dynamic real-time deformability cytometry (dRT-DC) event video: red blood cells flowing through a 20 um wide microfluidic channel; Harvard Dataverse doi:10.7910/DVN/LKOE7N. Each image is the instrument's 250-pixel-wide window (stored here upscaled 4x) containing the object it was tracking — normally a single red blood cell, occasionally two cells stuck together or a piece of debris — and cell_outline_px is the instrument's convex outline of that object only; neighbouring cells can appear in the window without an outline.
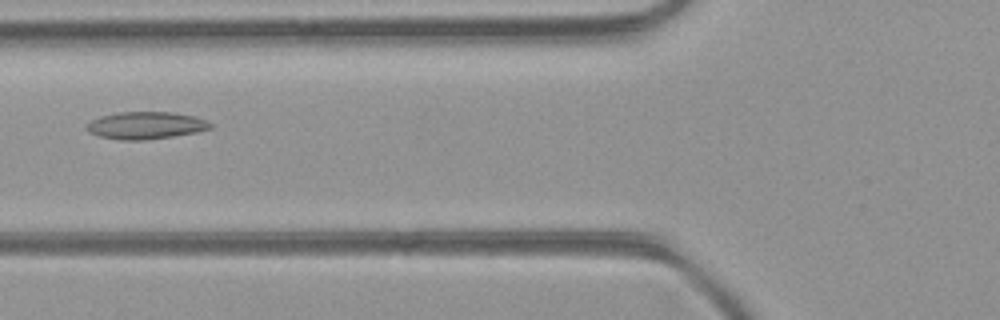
{"species": "common noctule bat (a hibernating species)", "species_latin": "Nyctalus noctula", "temperature_condition": "room temperature", "stored_images_in_passage": 2, "camera_frame_rate_fps": 3000, "um_per_image_px": 0.085, "animal": {"sex": "female", "body_mass_g": 21.9}, "frame": {"image": 1, "passage_image": 2, "time_ms": 0.333, "image_size_px": [1000, 320], "cell_outline_px": [[212, 128], [196, 132], [172, 136], [144, 140], [120, 140], [100, 136], [88, 132], [84, 128], [92, 120], [100, 116], [120, 112], [172, 112], [192, 116], [204, 120], [212, 124]], "centroid_in_image_um": [12.35, 10.66], "position_along_channel_um": 113.4, "area_um2": 19.48}}